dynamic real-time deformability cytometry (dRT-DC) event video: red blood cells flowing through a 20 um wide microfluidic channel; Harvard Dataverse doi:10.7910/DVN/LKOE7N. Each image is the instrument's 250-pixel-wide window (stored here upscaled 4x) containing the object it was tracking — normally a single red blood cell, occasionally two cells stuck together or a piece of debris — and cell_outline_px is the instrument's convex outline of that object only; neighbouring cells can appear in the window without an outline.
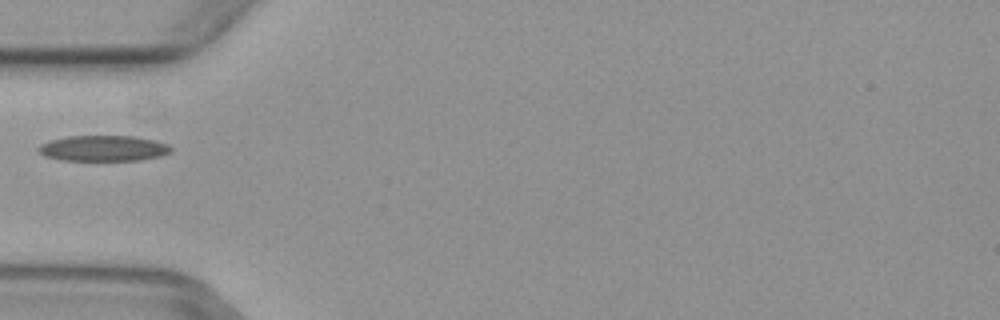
{"species": "common noctule bat (a hibernating species)", "species_latin": "Nyctalus noctula", "temperature_condition": "warm", "stored_images_in_passage": 4, "camera_frame_rate_fps": 3000, "um_per_image_px": 0.085, "animal": {"sex": "female", "body_mass_g": 29.2, "forearm_length_mm": 56.3}, "frame": {"image": 1, "passage_image": 4, "time_ms": 1.0, "image_size_px": [1000, 320], "cell_outline_px": [[172, 152], [160, 156], [140, 160], [60, 160], [44, 156], [36, 148], [40, 144], [48, 140], [68, 136], [136, 136], [156, 140], [168, 144], [172, 148]], "centroid_in_image_um": [8.79, 12.6], "position_along_channel_um": 76.2, "area_um2": 20.06}}